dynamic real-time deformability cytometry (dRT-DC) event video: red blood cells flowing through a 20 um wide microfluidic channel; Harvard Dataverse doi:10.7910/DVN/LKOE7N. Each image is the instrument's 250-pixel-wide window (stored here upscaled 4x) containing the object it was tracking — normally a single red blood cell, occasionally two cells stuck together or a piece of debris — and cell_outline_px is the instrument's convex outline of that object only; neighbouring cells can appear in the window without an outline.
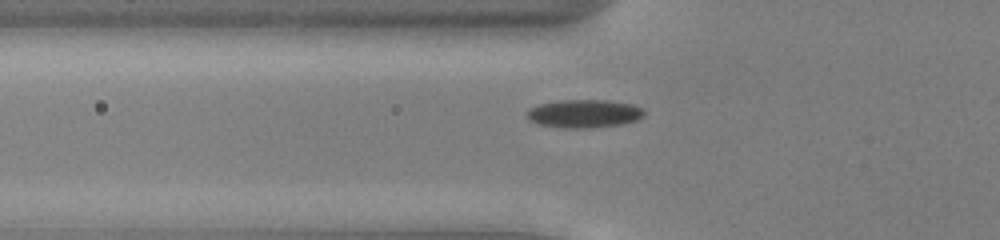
{"species": "common noctule bat (a hibernating species)", "species_latin": "Nyctalus noctula", "temperature_condition": "cold", "stored_images_in_passage": 43, "camera_frame_rate_fps": 3000, "um_per_image_px": 0.085, "animal": {"sex": "male", "body_mass_g": 13.0, "forearm_length_mm": 53.1}, "frame": {"image": 1, "passage_image": 9, "time_ms": 2.667, "image_size_px": [1000, 240], "cell_outline_px": [[644, 116], [636, 120], [620, 124], [592, 128], [564, 128], [540, 124], [532, 120], [528, 116], [528, 108], [540, 104], [560, 100], [608, 100], [632, 104], [640, 108], [644, 112]], "centroid_in_image_um": [49.67, 9.65], "position_along_channel_um": 76.1, "area_um2": 19.02}}
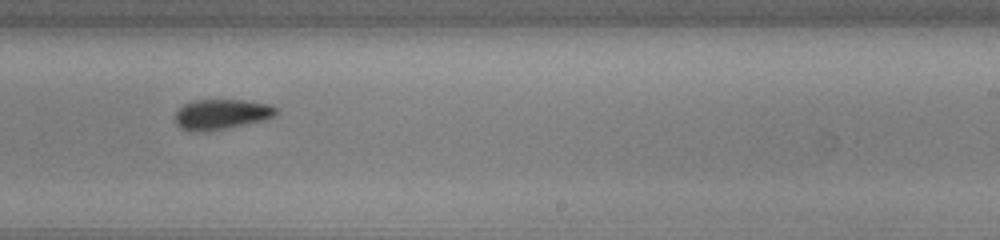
{"frame": {"image": 2, "passage_image": 24, "time_ms": 7.667, "image_size_px": [1000, 240], "cell_outline_px": [[280, 112], [264, 120], [224, 128], [196, 132], [188, 132], [180, 128], [176, 124], [176, 112], [184, 104], [192, 100], [244, 100], [272, 104]], "centroid_in_image_um": [18.82, 9.7], "position_along_channel_um": 270.2, "area_um2": 17.74}}
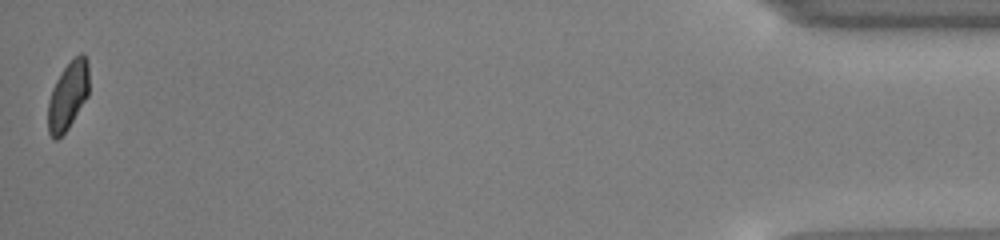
{"frame": {"image": 3, "passage_image": 43, "time_ms": 14.0, "image_size_px": [1000, 240], "cell_outline_px": [[88, 96], [68, 128], [56, 140], [52, 140], [48, 132], [48, 100], [52, 88], [56, 80], [64, 68], [80, 52], [84, 52], [88, 60]], "centroid_in_image_um": [5.77, 8.13], "position_along_channel_um": 429.4, "area_um2": 16.3}, "authors_computed_cell_mechanics": {"area_um2": 17.6868, "velocity_mm_per_s": 3.8872, "shape_relaxation_time_tau1_ms": 6.6155, "shape_relaxation_time_tau2_ms": null, "deformation_change_tau1": 0.1102, "deformation_change_tau2": null}}